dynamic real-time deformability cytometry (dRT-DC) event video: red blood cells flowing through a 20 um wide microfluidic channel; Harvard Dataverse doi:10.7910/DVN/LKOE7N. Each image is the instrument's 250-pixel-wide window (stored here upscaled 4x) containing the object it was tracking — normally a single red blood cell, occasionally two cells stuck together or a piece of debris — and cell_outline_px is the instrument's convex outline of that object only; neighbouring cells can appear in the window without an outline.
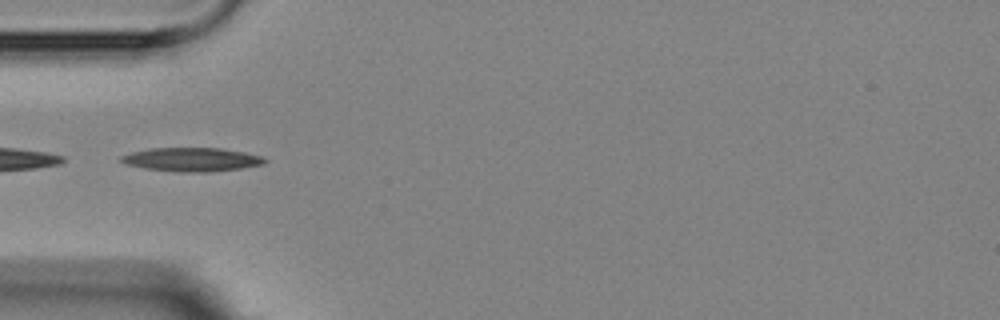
{"species": "Egyptian fruit bat (a non-hibernating species)", "species_latin": "Rousettus aegyptiacus", "temperature_condition": "room temperature", "stored_images_in_passage": 15, "segment_of_instrument_passage": [2, 2], "camera_frame_rate_fps": 3000, "um_per_image_px": 0.085, "animal": {"sex": "female"}, "frame": {"image": 1, "passage_image": 4, "time_ms": 3.667, "image_size_px": [1000, 320], "cell_outline_px": [[268, 160], [264, 164], [240, 168], [212, 172], [176, 172], [144, 168], [128, 164], [120, 160], [120, 156], [132, 152], [148, 148], [224, 148], [264, 156]], "centroid_in_image_um": [16.34, 13.55], "position_along_channel_um": 68.7, "area_um2": 20.0}}
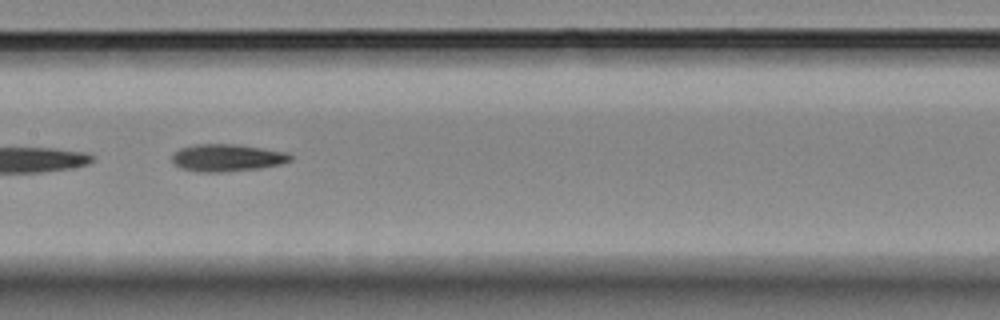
{"frame": {"image": 2, "passage_image": 7, "time_ms": 7.0, "image_size_px": [1000, 320], "cell_outline_px": [[292, 160], [280, 164], [260, 168], [224, 172], [196, 172], [180, 168], [172, 164], [172, 156], [180, 148], [196, 144], [236, 144], [288, 152], [292, 156]], "centroid_in_image_um": [19.29, 13.41], "position_along_channel_um": 188.1, "area_um2": 18.96}}
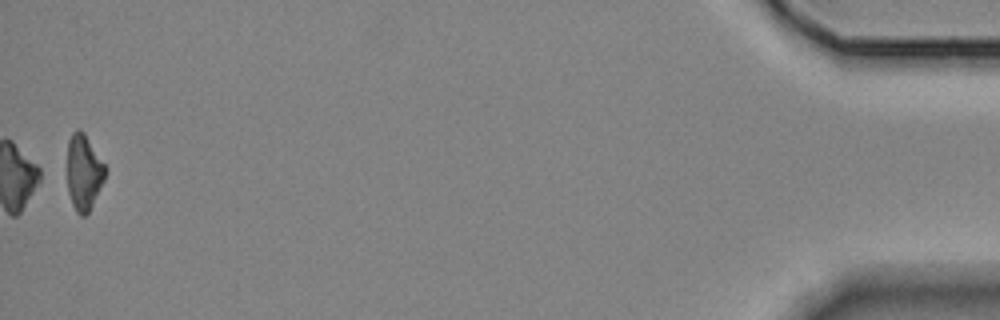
{"frame": {"image": 3, "passage_image": 15, "time_ms": 16.333, "image_size_px": [1000, 320], "cell_outline_px": [[104, 180], [88, 212], [84, 216], [80, 216], [76, 212], [72, 204], [68, 192], [68, 140], [72, 132], [76, 128], [80, 128], [84, 132], [104, 164]], "centroid_in_image_um": [7.09, 14.62], "position_along_channel_um": 428.1, "area_um2": 16.47}}